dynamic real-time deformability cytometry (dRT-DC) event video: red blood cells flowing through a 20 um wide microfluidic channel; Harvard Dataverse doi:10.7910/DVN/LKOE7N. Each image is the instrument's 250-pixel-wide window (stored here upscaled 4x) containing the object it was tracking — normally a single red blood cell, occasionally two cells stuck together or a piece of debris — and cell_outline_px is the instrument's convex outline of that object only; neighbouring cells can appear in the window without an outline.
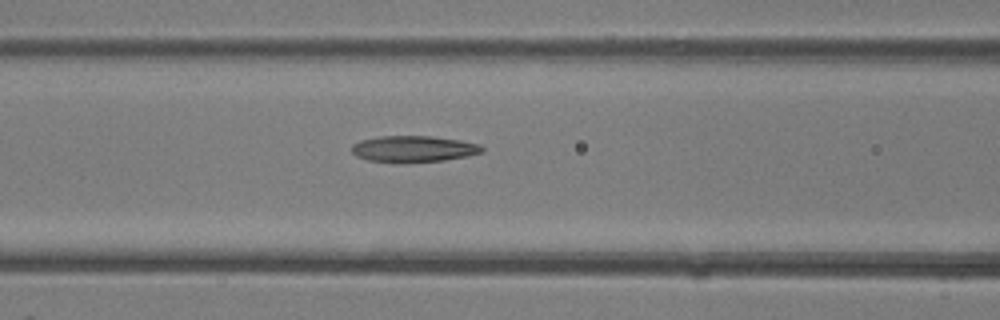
{"species": "common noctule bat (a hibernating species)", "species_latin": "Nyctalus noctula", "temperature_condition": "room temperature", "stored_images_in_passage": 29, "camera_frame_rate_fps": 3000, "um_per_image_px": 0.085, "animal": {"sex": "female"}, "frame": {"image": 1, "passage_image": 15, "time_ms": 4.667, "image_size_px": [1000, 320], "cell_outline_px": [[484, 152], [468, 156], [444, 160], [368, 160], [356, 156], [352, 152], [352, 144], [360, 140], [380, 136], [432, 136], [460, 140], [480, 144], [484, 148]], "centroid_in_image_um": [35.2, 12.61], "position_along_channel_um": 131.4, "area_um2": 19.31}}
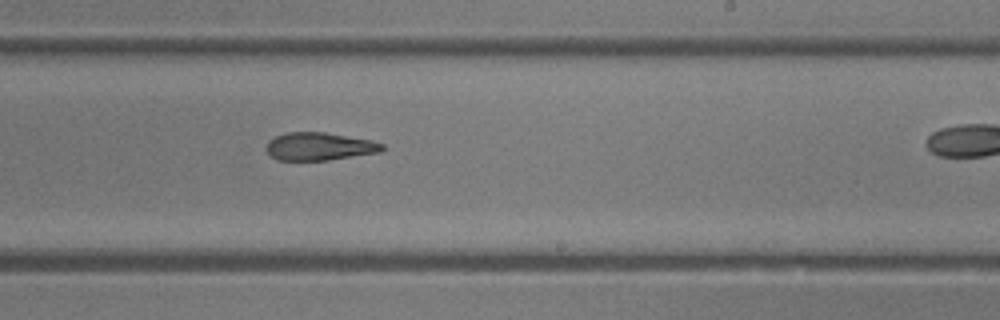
{"frame": {"image": 2, "passage_image": 22, "time_ms": 7.0, "image_size_px": [1000, 320], "cell_outline_px": [[384, 148], [380, 152], [328, 160], [276, 160], [268, 152], [268, 140], [284, 132], [324, 132], [372, 140], [384, 144]], "centroid_in_image_um": [27.16, 12.44], "position_along_channel_um": 261.8, "area_um2": 18.73}}
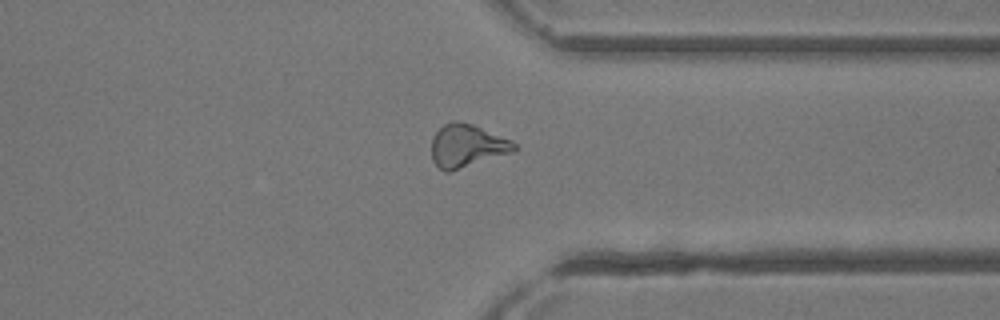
{"frame": {"image": 3, "passage_image": 28, "time_ms": 9.0, "image_size_px": [1000, 320], "cell_outline_px": [[520, 148], [516, 152], [448, 172], [444, 172], [432, 160], [432, 136], [444, 124], [452, 120], [460, 120], [472, 124], [512, 140]], "centroid_in_image_um": [39.73, 12.39], "position_along_channel_um": 371.7, "area_um2": 20.98}}